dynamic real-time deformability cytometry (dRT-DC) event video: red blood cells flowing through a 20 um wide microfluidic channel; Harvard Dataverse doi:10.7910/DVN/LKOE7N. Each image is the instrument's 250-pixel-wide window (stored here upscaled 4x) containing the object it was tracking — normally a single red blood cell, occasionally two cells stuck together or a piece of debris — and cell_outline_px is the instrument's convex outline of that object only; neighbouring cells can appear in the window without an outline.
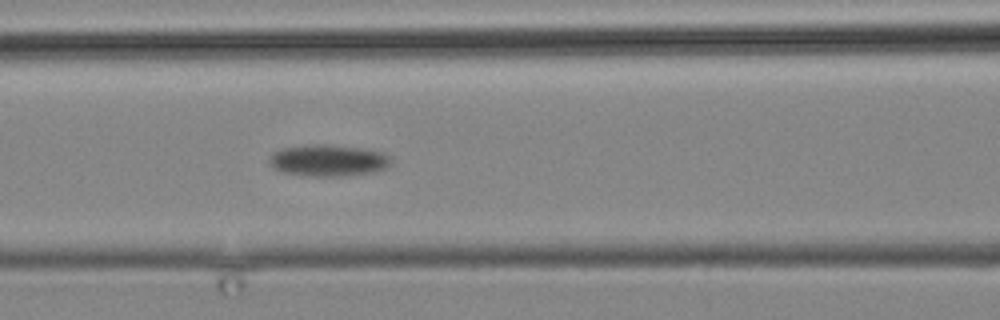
{"species": "common noctule bat (a hibernating species)", "species_latin": "Nyctalus noctula", "temperature_condition": "cold", "stored_images_in_passage": 8, "camera_frame_rate_fps": 3000, "um_per_image_px": 0.085, "animal": {"sex": "male", "body_mass_g": 19.2, "forearm_length_mm": 51.8}, "frame": {"image": 1, "passage_image": 8, "time_ms": 8.333, "image_size_px": [1000, 320], "cell_outline_px": [[392, 156], [388, 164], [384, 168], [372, 172], [340, 176], [308, 176], [284, 172], [272, 168], [268, 164], [268, 156], [272, 152], [280, 148], [304, 144], [324, 144], [360, 148], [384, 152]], "centroid_in_image_um": [27.81, 13.62], "position_along_channel_um": 138.8, "area_um2": 22.66}}